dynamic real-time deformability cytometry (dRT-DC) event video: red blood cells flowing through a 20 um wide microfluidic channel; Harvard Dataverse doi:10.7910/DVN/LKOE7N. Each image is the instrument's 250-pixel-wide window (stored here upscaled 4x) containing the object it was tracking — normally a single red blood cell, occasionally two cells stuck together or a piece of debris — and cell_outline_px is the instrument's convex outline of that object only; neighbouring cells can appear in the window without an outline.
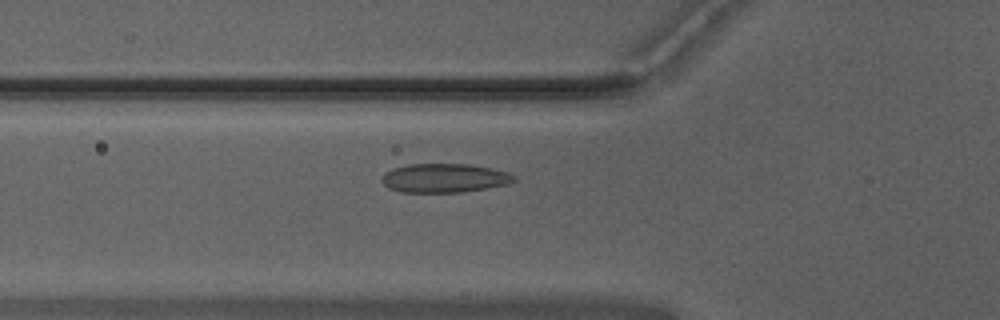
{"species": "Egyptian fruit bat (a non-hibernating species)", "species_latin": "Rousettus aegyptiacus", "temperature_condition": "warm", "stored_images_in_passage": 51, "camera_frame_rate_fps": 3000, "um_per_image_px": 0.085, "animal": {"sex": "male"}, "frame": {"image": 1, "passage_image": 17, "time_ms": 5.333, "image_size_px": [1000, 320], "cell_outline_px": [[516, 180], [508, 184], [460, 192], [400, 192], [388, 188], [380, 180], [384, 172], [392, 168], [408, 164], [468, 164], [508, 172], [516, 176]], "centroid_in_image_um": [37.72, 15.13], "position_along_channel_um": 88.1, "area_um2": 22.25}}
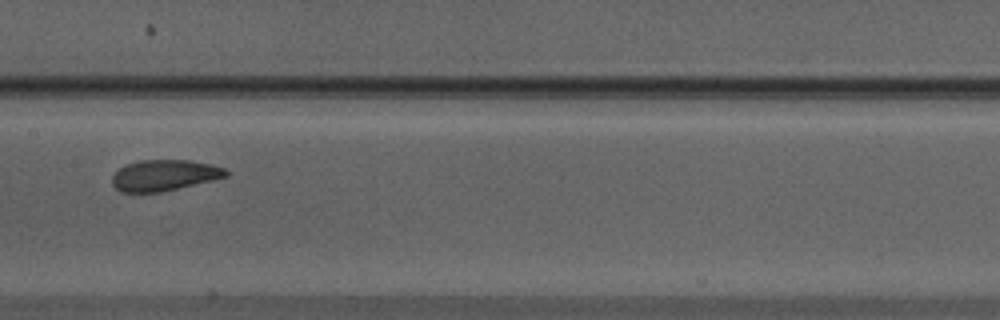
{"frame": {"image": 2, "passage_image": 25, "time_ms": 8.0, "image_size_px": [1000, 320], "cell_outline_px": [[228, 176], [212, 180], [160, 192], [120, 192], [112, 184], [112, 176], [120, 168], [128, 164], [140, 160], [188, 160], [212, 164], [224, 168], [228, 172]], "centroid_in_image_um": [13.96, 14.89], "position_along_channel_um": 193.4, "area_um2": 20.35}}
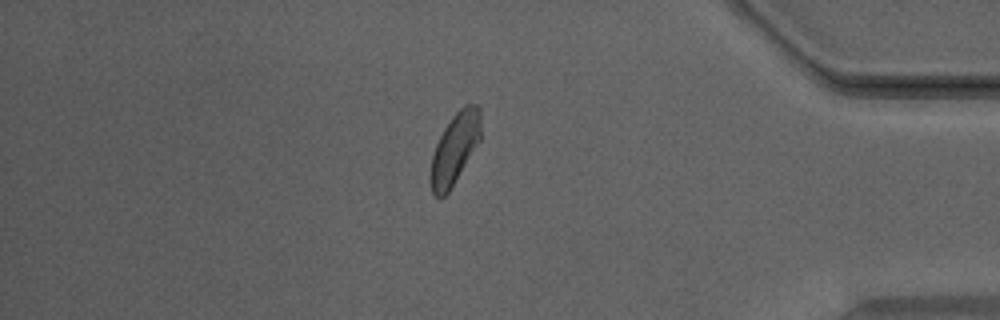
{"frame": {"image": 3, "passage_image": 43, "time_ms": 14.0, "image_size_px": [1000, 320], "cell_outline_px": [[480, 140], [448, 192], [440, 200], [432, 192], [428, 180], [432, 156], [436, 144], [444, 128], [452, 116], [464, 104], [476, 104], [480, 108]], "centroid_in_image_um": [38.62, 12.64], "position_along_channel_um": 396.6, "area_um2": 20.69}, "authors_computed_cell_mechanics": {"area_um2": 21.2704, "velocity_mm_per_s": 3.9428, "shape_relaxation_time_tau1_ms": 2.3522, "shape_relaxation_time_tau2_ms": null, "deformation_change_tau1": 0.0936, "deformation_change_tau2": null}}